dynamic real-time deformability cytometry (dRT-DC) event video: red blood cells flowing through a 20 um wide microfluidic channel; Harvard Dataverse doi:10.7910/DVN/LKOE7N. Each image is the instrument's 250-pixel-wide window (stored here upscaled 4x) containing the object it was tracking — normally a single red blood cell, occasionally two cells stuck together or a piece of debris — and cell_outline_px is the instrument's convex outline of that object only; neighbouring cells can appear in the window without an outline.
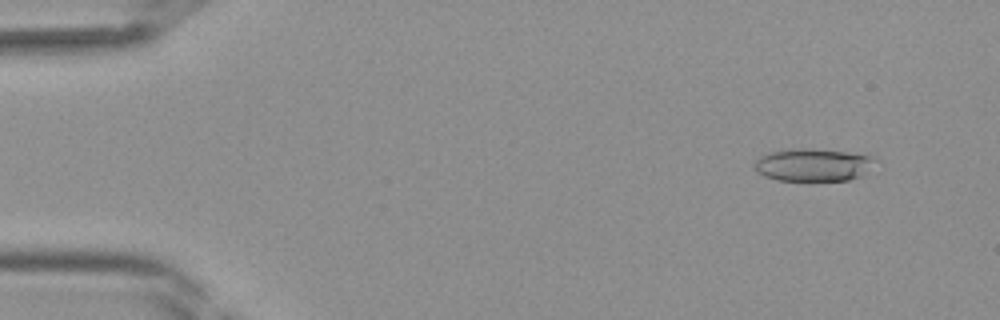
{"species": "Egyptian fruit bat (a non-hibernating species)", "species_latin": "Rousettus aegyptiacus", "temperature_condition": "room temperature", "stored_images_in_passage": 41, "camera_frame_rate_fps": 3000, "um_per_image_px": 0.085, "frame": {"image": 1, "passage_image": 4, "time_ms": 1.0, "image_size_px": [1000, 320], "cell_outline_px": [[880, 160], [864, 176], [848, 180], [808, 184], [776, 180], [764, 176], [756, 172], [752, 164], [760, 156], [768, 152], [788, 148], [812, 148], [848, 152], [876, 156]], "centroid_in_image_um": [69.15, 14.05], "position_along_channel_um": 15.8, "area_um2": 24.8}}
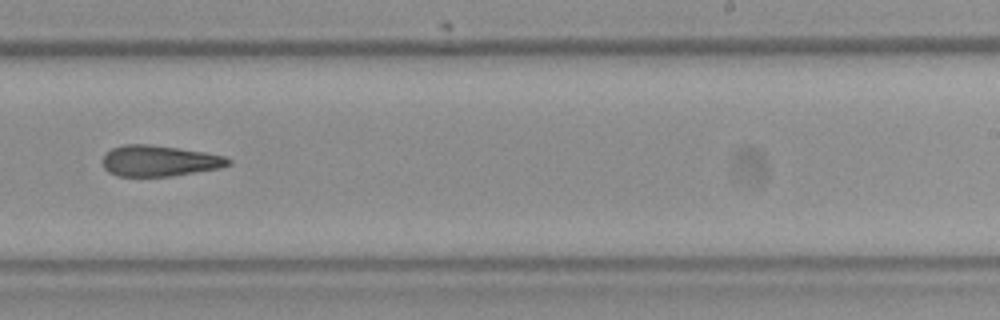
{"frame": {"image": 2, "passage_image": 26, "time_ms": 8.333, "image_size_px": [1000, 320], "cell_outline_px": [[232, 164], [220, 168], [172, 176], [116, 176], [108, 172], [104, 168], [100, 160], [104, 152], [112, 148], [124, 144], [148, 144], [204, 152], [224, 156], [232, 160]], "centroid_in_image_um": [13.49, 13.67], "position_along_channel_um": 275.5, "area_um2": 22.89}}
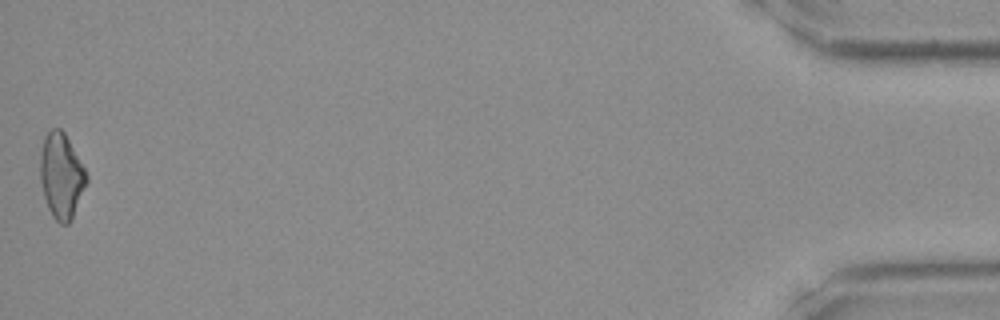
{"frame": {"image": 3, "passage_image": 41, "time_ms": 13.333, "image_size_px": [1000, 320], "cell_outline_px": [[88, 180], [72, 220], [68, 224], [60, 224], [52, 216], [48, 208], [44, 196], [40, 180], [40, 152], [44, 136], [52, 128], [60, 128], [64, 132], [84, 168], [88, 176]], "centroid_in_image_um": [5.21, 14.96], "position_along_channel_um": 430.0, "area_um2": 23.0}}